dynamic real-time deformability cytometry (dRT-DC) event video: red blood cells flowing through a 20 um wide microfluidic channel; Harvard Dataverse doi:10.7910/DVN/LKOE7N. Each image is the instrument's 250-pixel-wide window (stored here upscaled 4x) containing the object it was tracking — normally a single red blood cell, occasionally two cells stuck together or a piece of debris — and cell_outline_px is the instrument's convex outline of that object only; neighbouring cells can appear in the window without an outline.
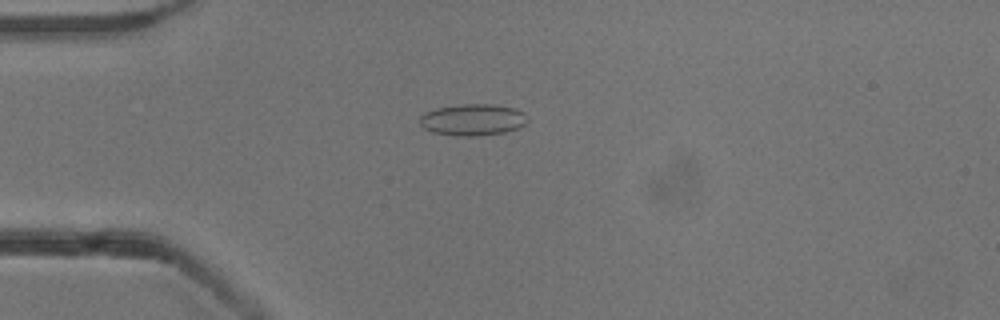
{"species": "common noctule bat (a hibernating species)", "species_latin": "Nyctalus noctula", "temperature_condition": "cold", "stored_images_in_passage": 54, "camera_frame_rate_fps": 3000, "um_per_image_px": 0.085, "animal": {"sex": "male", "body_mass_g": 13.3}, "frame": {"image": 1, "passage_image": 14, "time_ms": 4.333, "image_size_px": [1000, 320], "cell_outline_px": [[528, 120], [520, 128], [504, 132], [476, 136], [460, 136], [432, 132], [424, 128], [420, 124], [420, 116], [424, 112], [436, 108], [460, 104], [492, 104], [512, 108], [524, 112], [528, 116]], "centroid_in_image_um": [40.18, 10.17], "position_along_channel_um": 44.8, "area_um2": 19.88}}
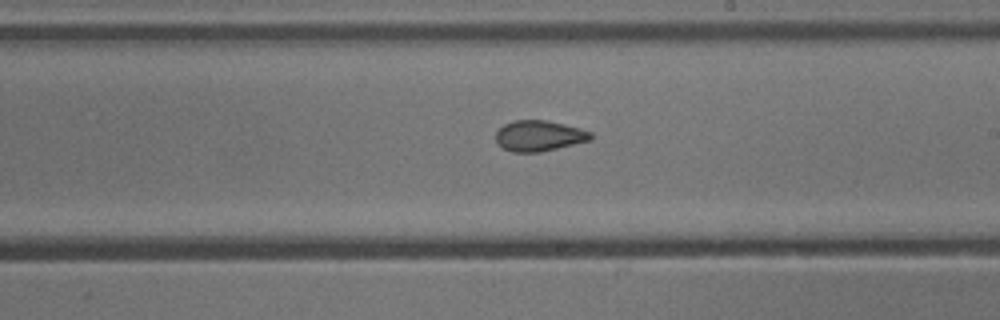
{"frame": {"image": 2, "passage_image": 31, "time_ms": 10.0, "image_size_px": [1000, 320], "cell_outline_px": [[592, 140], [540, 152], [512, 152], [504, 148], [496, 140], [496, 132], [504, 124], [512, 120], [544, 120], [564, 124], [580, 128], [592, 132]], "centroid_in_image_um": [45.84, 11.54], "position_along_channel_um": 243.2, "area_um2": 16.94}}
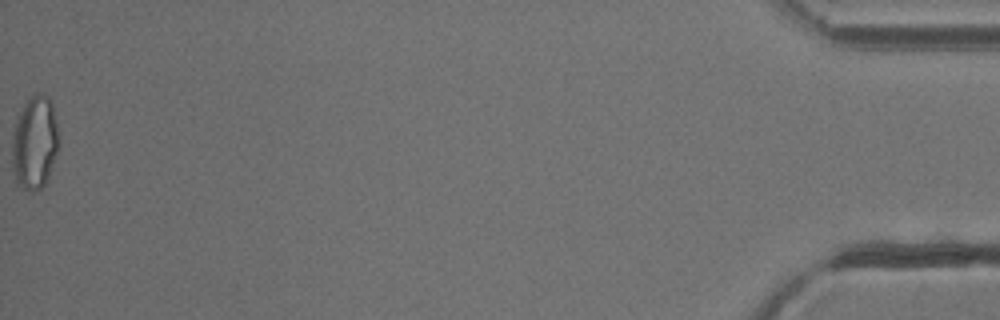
{"frame": {"image": 3, "passage_image": 54, "time_ms": 17.667, "image_size_px": [1000, 320], "cell_outline_px": [[60, 140], [48, 176], [44, 184], [40, 188], [32, 192], [28, 192], [16, 180], [12, 172], [12, 140], [16, 120], [24, 104], [36, 92], [40, 92], [48, 96], [52, 100]], "centroid_in_image_um": [2.95, 12.09], "position_along_channel_um": 432.2, "area_um2": 25.43}, "authors_computed_cell_mechanics": {"area_um2": 18.6116, "velocity_mm_per_s": 3.8169, "shape_relaxation_time_tau1_ms": null, "shape_relaxation_time_tau2_ms": 1.9316, "deformation_change_tau1": null, "deformation_change_tau2": 0.0799}}